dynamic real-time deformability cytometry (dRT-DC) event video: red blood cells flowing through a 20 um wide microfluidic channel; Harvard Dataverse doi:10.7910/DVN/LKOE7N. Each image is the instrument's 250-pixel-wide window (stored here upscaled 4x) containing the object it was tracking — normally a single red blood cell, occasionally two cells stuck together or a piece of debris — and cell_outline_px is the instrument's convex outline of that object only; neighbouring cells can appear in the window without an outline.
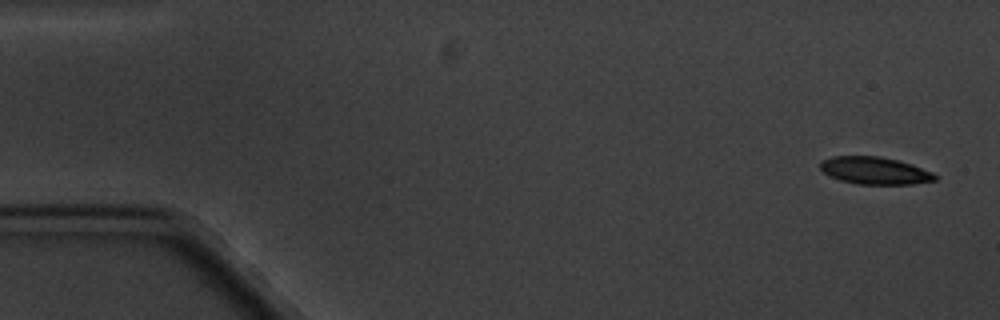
{"species": "common noctule bat (a hibernating species)", "species_latin": "Nyctalus noctula", "temperature_condition": "cold", "stored_images_in_passage": 7, "camera_frame_rate_fps": 3000, "um_per_image_px": 0.085, "animal": {"sex": "male", "body_mass_g": 20.1, "forearm_length_mm": 53.5}, "frame": {"image": 1, "passage_image": 1, "time_ms": 0.0, "image_size_px": [1000, 320], "cell_outline_px": [[940, 176], [936, 180], [912, 184], [856, 184], [840, 180], [828, 176], [820, 168], [820, 160], [832, 156], [880, 156], [912, 164], [932, 172]], "centroid_in_image_um": [74.35, 14.5], "position_along_channel_um": 10.7, "area_um2": 18.44}}